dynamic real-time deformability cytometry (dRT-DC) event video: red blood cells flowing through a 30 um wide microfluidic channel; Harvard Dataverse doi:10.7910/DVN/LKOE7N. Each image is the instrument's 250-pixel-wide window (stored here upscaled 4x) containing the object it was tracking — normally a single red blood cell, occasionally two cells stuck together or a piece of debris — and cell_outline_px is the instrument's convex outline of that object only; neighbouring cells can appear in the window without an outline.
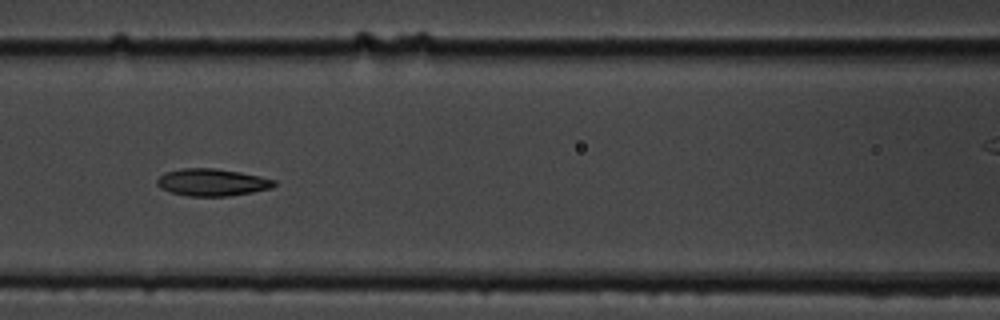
{"species": "common noctule bat (a hibernating species)", "species_latin": "Nyctalus noctula", "temperature_condition": "cold", "stored_images_in_passage": 16, "segment_of_instrument_passage": [1, 2], "camera_frame_rate_fps": 3000, "um_per_image_px": 0.085, "animal": {"sex": "male", "body_mass_g": 19.5, "forearm_length_mm": 54.6}, "frame": {"image": 1, "passage_image": 7, "time_ms": 7.667, "image_size_px": [1000, 320], "cell_outline_px": [[276, 184], [272, 188], [252, 192], [228, 196], [188, 196], [172, 192], [160, 188], [156, 184], [156, 180], [164, 172], [180, 168], [216, 168], [240, 172], [260, 176], [276, 180]], "centroid_in_image_um": [18.02, 15.49], "position_along_channel_um": 148.6, "area_um2": 18.67}}
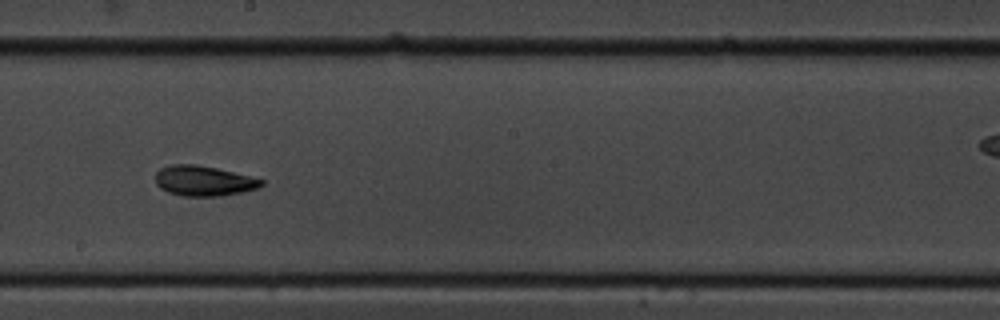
{"frame": {"image": 2, "passage_image": 9, "time_ms": 10.0, "image_size_px": [1000, 320], "cell_outline_px": [[264, 184], [256, 188], [244, 192], [220, 196], [184, 196], [168, 192], [160, 188], [156, 184], [156, 172], [160, 168], [172, 164], [196, 164], [216, 168], [264, 180]], "centroid_in_image_um": [17.29, 15.37], "position_along_channel_um": 230.9, "area_um2": 18.55}}
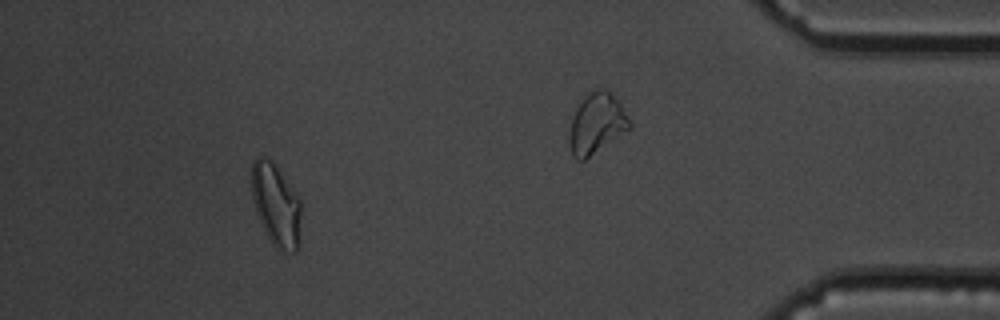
{"frame": {"image": 3, "passage_image": 14, "time_ms": 16.667, "image_size_px": [1000, 320], "cell_outline_px": [[300, 216], [296, 252], [292, 252], [276, 248], [272, 244], [264, 232], [256, 212], [252, 200], [252, 160], [256, 156], [264, 156], [272, 160], [300, 200]], "centroid_in_image_um": [23.41, 17.38], "position_along_channel_um": 411.8, "area_um2": 23.47}}